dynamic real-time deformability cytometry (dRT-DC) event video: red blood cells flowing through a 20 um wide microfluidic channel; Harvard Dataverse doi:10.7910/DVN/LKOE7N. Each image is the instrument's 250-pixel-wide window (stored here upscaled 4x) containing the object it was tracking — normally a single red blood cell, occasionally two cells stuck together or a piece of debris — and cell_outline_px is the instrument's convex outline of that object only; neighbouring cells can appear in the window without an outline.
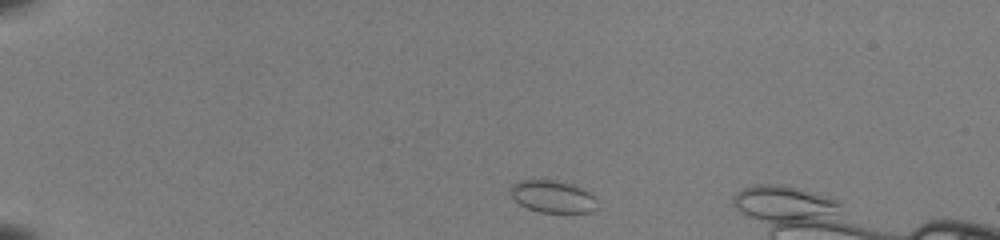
{"species": "common noctule bat (a hibernating species)", "species_latin": "Nyctalus noctula", "temperature_condition": "room temperature", "stored_images_in_passage": 44, "camera_frame_rate_fps": 3000, "um_per_image_px": 0.085, "animal": {"sex": "female", "body_mass_g": 22.0, "forearm_length_mm": 56.7}, "frame": {"image": 1, "passage_image": 3, "time_ms": 0.667, "image_size_px": [1000, 240], "cell_outline_px": [[596, 208], [588, 212], [540, 212], [528, 208], [520, 204], [512, 196], [512, 184], [516, 180], [552, 180], [572, 184], [588, 192], [596, 200]], "centroid_in_image_um": [46.96, 16.7], "position_along_channel_um": 38.0, "area_um2": 15.9}}
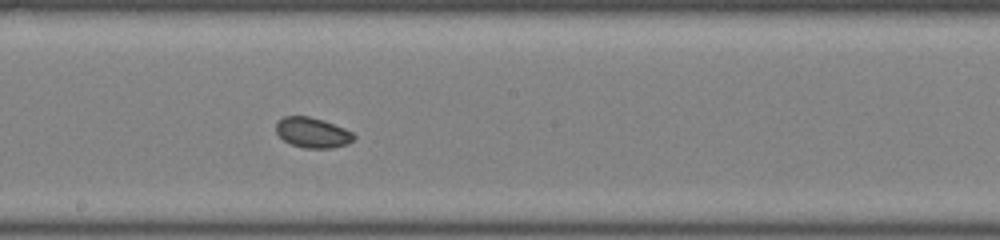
{"frame": {"image": 2, "passage_image": 22, "time_ms": 7.0, "image_size_px": [1000, 240], "cell_outline_px": [[356, 136], [348, 144], [332, 148], [304, 148], [292, 144], [284, 140], [276, 132], [276, 124], [284, 116], [308, 116], [324, 120], [344, 128], [352, 132]], "centroid_in_image_um": [26.58, 11.27], "position_along_channel_um": 221.6, "area_um2": 13.64}}
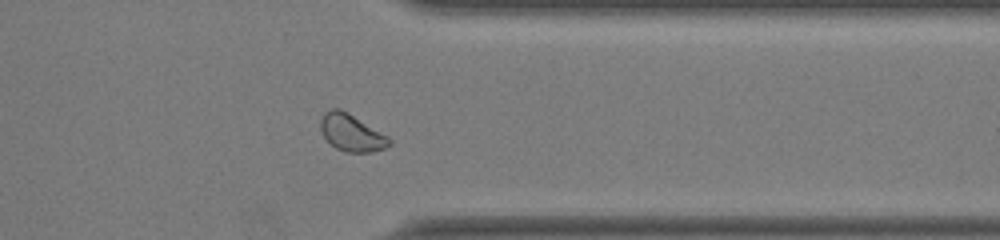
{"frame": {"image": 3, "passage_image": 34, "time_ms": 11.0, "image_size_px": [1000, 240], "cell_outline_px": [[392, 144], [384, 148], [372, 152], [344, 152], [336, 148], [320, 132], [320, 120], [324, 112], [332, 108], [340, 108], [348, 112], [388, 136], [392, 140]], "centroid_in_image_um": [29.87, 11.27], "position_along_channel_um": 381.5, "area_um2": 14.91}}